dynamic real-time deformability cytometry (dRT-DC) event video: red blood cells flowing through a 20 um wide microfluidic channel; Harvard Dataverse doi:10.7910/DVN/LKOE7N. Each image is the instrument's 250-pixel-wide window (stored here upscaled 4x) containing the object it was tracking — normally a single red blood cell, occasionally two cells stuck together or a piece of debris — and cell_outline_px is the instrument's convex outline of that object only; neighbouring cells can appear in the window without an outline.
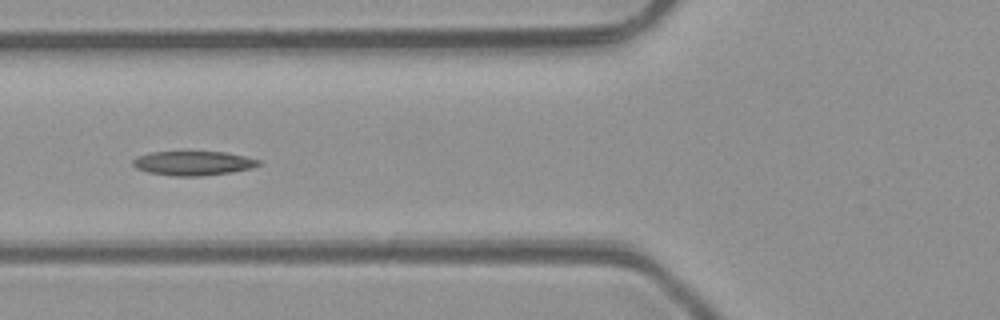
{"species": "common noctule bat (a hibernating species)", "species_latin": "Nyctalus noctula", "temperature_condition": "room temperature", "stored_images_in_passage": 6, "camera_frame_rate_fps": 3000, "um_per_image_px": 0.085, "animal": {"sex": "male", "body_mass_g": 23.1, "forearm_length_mm": 52.7}, "frame": {"image": 1, "passage_image": 6, "time_ms": 5.667, "image_size_px": [1000, 320], "cell_outline_px": [[260, 164], [252, 168], [232, 172], [200, 176], [172, 176], [148, 172], [136, 168], [132, 164], [132, 160], [136, 156], [148, 152], [224, 152], [244, 156], [260, 160]], "centroid_in_image_um": [16.38, 13.87], "position_along_channel_um": 109.4, "area_um2": 17.8}}